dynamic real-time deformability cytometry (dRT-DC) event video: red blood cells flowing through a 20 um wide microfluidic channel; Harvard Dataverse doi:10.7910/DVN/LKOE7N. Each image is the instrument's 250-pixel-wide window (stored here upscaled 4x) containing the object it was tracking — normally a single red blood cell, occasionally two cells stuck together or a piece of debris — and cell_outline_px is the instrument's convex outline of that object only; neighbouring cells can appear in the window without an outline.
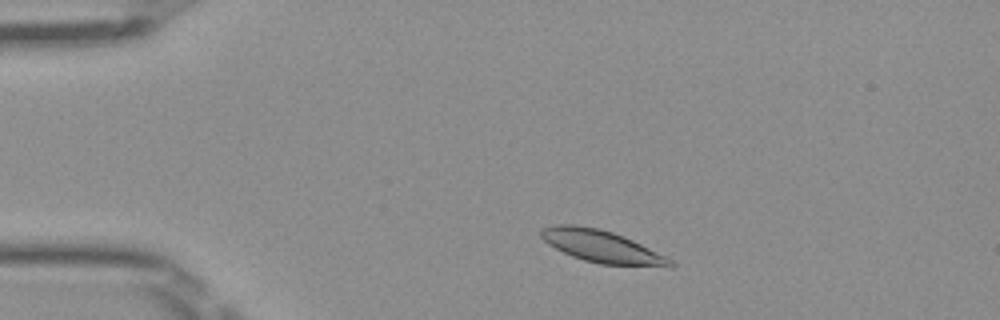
{"species": "Egyptian fruit bat (a non-hibernating species)", "species_latin": "Rousettus aegyptiacus", "temperature_condition": "room temperature", "stored_images_in_passage": 46, "camera_frame_rate_fps": 3000, "um_per_image_px": 0.085, "frame": {"image": 1, "passage_image": 5, "time_ms": 1.333, "image_size_px": [1000, 320], "cell_outline_px": [[676, 264], [672, 268], [668, 268], [600, 264], [584, 260], [572, 256], [548, 244], [540, 236], [540, 228], [556, 224], [572, 224], [600, 228], [624, 236], [668, 256]], "centroid_in_image_um": [51.23, 20.96], "position_along_channel_um": 33.8, "area_um2": 24.8}}
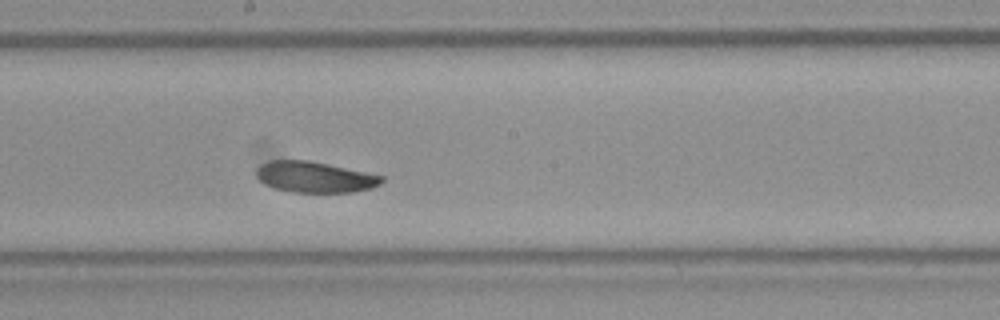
{"frame": {"image": 2, "passage_image": 23, "time_ms": 7.333, "image_size_px": [1000, 320], "cell_outline_px": [[384, 180], [380, 184], [372, 188], [352, 192], [292, 192], [276, 188], [264, 184], [256, 176], [256, 168], [260, 164], [268, 160], [308, 160], [328, 164], [384, 176]], "centroid_in_image_um": [26.73, 15.04], "position_along_channel_um": 221.5, "area_um2": 22.6}}
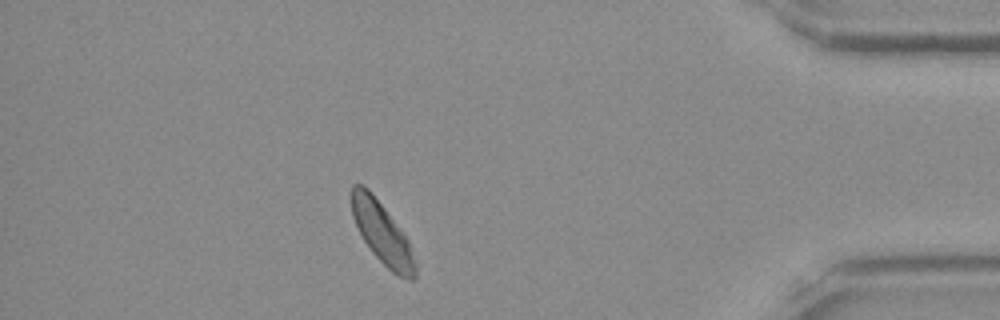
{"frame": {"image": 3, "passage_image": 40, "time_ms": 13.0, "image_size_px": [1000, 320], "cell_outline_px": [[416, 276], [412, 280], [408, 280], [396, 276], [372, 252], [364, 240], [352, 216], [352, 184], [364, 184], [368, 188], [384, 208], [408, 240], [416, 264]], "centroid_in_image_um": [32.49, 19.84], "position_along_channel_um": 402.7, "area_um2": 22.37}, "authors_computed_cell_mechanics": {"area_um2": 23.2934, "velocity_mm_per_s": 3.9386, "shape_relaxation_time_tau1_ms": 5.7322, "shape_relaxation_time_tau2_ms": null, "deformation_change_tau1": 0.1355, "deformation_change_tau2": null}}